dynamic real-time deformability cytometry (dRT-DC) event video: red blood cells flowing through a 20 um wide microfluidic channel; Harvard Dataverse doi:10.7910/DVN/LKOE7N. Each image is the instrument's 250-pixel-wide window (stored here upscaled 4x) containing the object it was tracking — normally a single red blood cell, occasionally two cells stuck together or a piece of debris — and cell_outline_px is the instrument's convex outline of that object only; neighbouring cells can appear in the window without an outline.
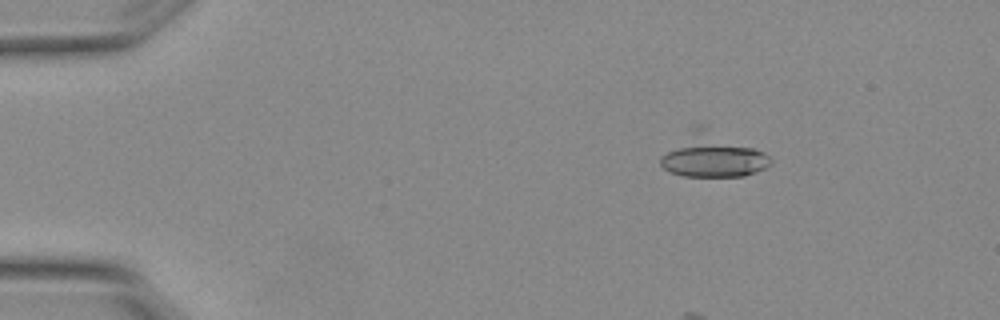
{"species": "Egyptian fruit bat (a non-hibernating species)", "species_latin": "Rousettus aegyptiacus", "temperature_condition": "warm", "stored_images_in_passage": 6, "camera_frame_rate_fps": 3000, "um_per_image_px": 0.085, "animal": {"sex": "female"}, "frame": {"image": 1, "passage_image": 3, "time_ms": 0.667, "image_size_px": [1000, 320], "cell_outline_px": [[772, 164], [756, 172], [744, 176], [684, 176], [672, 172], [664, 168], [660, 164], [660, 156], [668, 152], [692, 144], [704, 144], [752, 148], [764, 152], [772, 160]], "centroid_in_image_um": [60.75, 13.66], "position_along_channel_um": 24.3, "area_um2": 20.81}}